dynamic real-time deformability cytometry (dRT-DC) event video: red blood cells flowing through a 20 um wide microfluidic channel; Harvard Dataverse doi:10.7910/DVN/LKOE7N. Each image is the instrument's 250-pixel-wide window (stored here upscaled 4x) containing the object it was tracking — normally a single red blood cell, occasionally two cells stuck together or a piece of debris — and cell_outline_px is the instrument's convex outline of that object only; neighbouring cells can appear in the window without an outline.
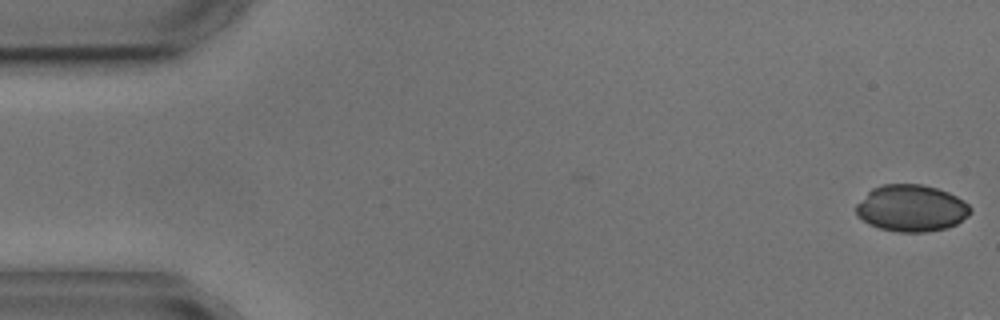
{"species": "common noctule bat (a hibernating species)", "species_latin": "Nyctalus noctula", "temperature_condition": "cold", "stored_images_in_passage": 8, "camera_frame_rate_fps": 3000, "um_per_image_px": 0.085, "animal": {"sex": "male", "body_mass_g": 17.9, "forearm_length_mm": 54.2}, "frame": {"image": 1, "passage_image": 1, "time_ms": 0.0, "image_size_px": [1000, 320], "cell_outline_px": [[972, 212], [968, 216], [956, 224], [948, 228], [928, 232], [900, 232], [880, 228], [868, 224], [856, 216], [856, 204], [872, 188], [884, 184], [924, 184], [948, 192], [964, 200], [972, 208]], "centroid_in_image_um": [77.48, 17.7], "position_along_channel_um": 7.5, "area_um2": 31.39}}
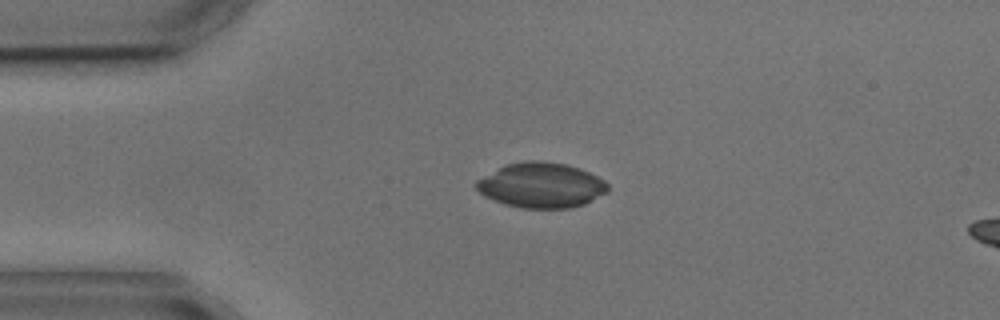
{"frame": {"image": 2, "passage_image": 4, "time_ms": 3.667, "image_size_px": [1000, 320], "cell_outline_px": [[608, 192], [584, 204], [568, 208], [520, 208], [504, 204], [484, 196], [476, 188], [476, 180], [508, 164], [528, 160], [536, 160], [568, 164], [580, 168], [604, 180], [608, 184]], "centroid_in_image_um": [46.03, 15.75], "position_along_channel_um": 39.0, "area_um2": 34.39}}